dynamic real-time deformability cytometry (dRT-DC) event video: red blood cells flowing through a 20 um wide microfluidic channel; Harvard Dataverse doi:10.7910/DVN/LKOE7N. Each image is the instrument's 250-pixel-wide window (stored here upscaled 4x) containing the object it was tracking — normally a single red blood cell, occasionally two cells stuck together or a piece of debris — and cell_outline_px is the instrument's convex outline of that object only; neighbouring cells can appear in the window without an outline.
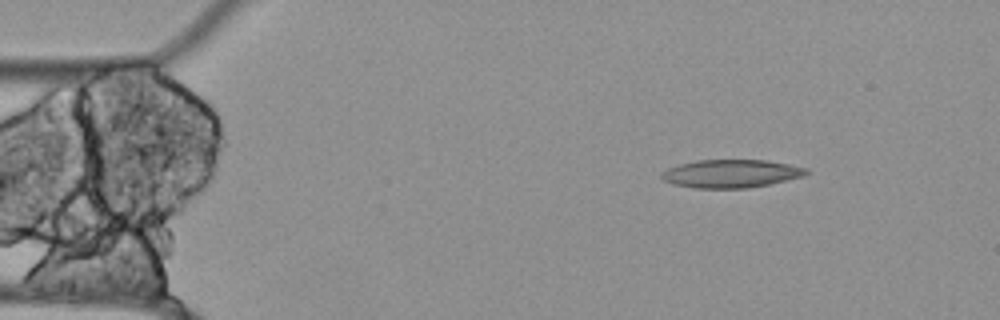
{"species": "Egyptian fruit bat (a non-hibernating species)", "species_latin": "Rousettus aegyptiacus", "temperature_condition": "cold", "stored_images_in_passage": 51, "segment_of_instrument_passage": [1, 2], "camera_frame_rate_fps": 3000, "um_per_image_px": 0.085, "animal": {"sex": "female"}, "frame": {"image": 1, "passage_image": 1, "time_ms": 0.0, "image_size_px": [1000, 320], "cell_outline_px": [[808, 172], [804, 176], [768, 184], [748, 188], [696, 188], [672, 184], [664, 180], [660, 176], [668, 168], [680, 164], [696, 160], [764, 160], [788, 164], [808, 168]], "centroid_in_image_um": [62.14, 14.76], "position_along_channel_um": 22.9, "area_um2": 23.52}}
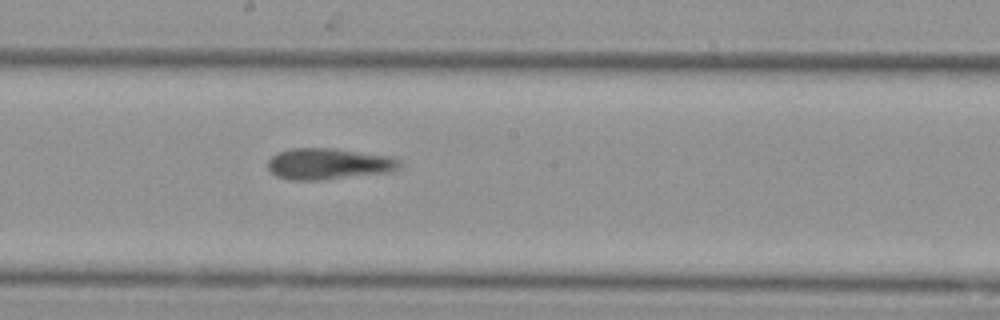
{"frame": {"image": 2, "passage_image": 23, "time_ms": 7.333, "image_size_px": [1000, 320], "cell_outline_px": [[400, 164], [392, 172], [324, 180], [288, 180], [276, 176], [268, 168], [268, 160], [276, 152], [288, 148], [332, 148], [388, 156], [400, 160]], "centroid_in_image_um": [27.88, 13.93], "position_along_channel_um": 220.3, "area_um2": 24.1}}
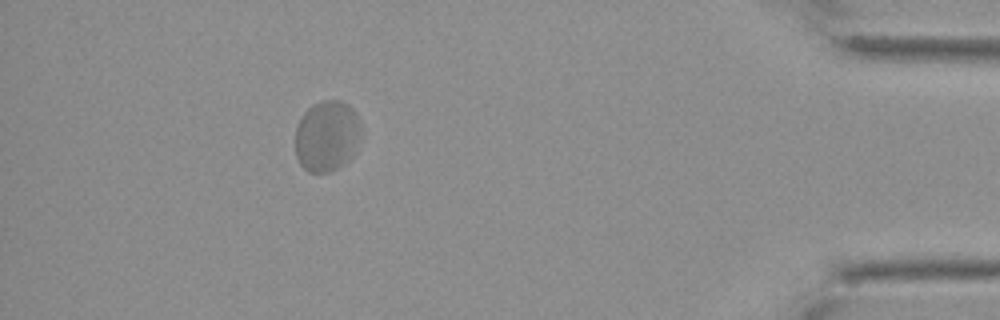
{"frame": {"image": 3, "passage_image": 44, "time_ms": 14.333, "image_size_px": [1000, 320], "cell_outline_px": [[360, 140], [352, 156], [344, 164], [328, 172], [308, 172], [300, 164], [296, 156], [296, 128], [304, 112], [312, 104], [320, 100], [340, 100], [348, 104], [356, 112], [360, 120]], "centroid_in_image_um": [27.8, 11.54], "position_along_channel_um": 407.4, "area_um2": 27.4}}